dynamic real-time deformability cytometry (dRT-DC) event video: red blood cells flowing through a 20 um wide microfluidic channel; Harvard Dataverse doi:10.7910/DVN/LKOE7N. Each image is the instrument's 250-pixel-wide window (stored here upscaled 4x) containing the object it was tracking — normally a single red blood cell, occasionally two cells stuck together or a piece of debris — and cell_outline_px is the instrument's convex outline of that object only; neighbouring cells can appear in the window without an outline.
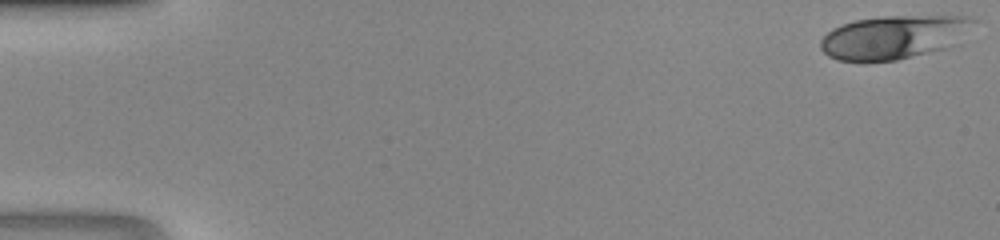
{"species": "human", "species_latin": "Homo sapiens", "temperature_condition": "room temperature", "stored_images_in_passage": 46, "camera_frame_rate_fps": 3000, "um_per_image_px": 0.085, "donor": {"sex": "male"}, "frame": {"image": 1, "passage_image": 1, "time_ms": 0.0, "image_size_px": [1000, 240], "cell_outline_px": [[964, 20], [944, 48], [896, 60], [840, 60], [828, 56], [820, 48], [820, 40], [832, 28], [856, 20], [884, 16], [964, 16]], "centroid_in_image_um": [75.61, 3.17], "position_along_channel_um": 9.4, "area_um2": 35.95}}
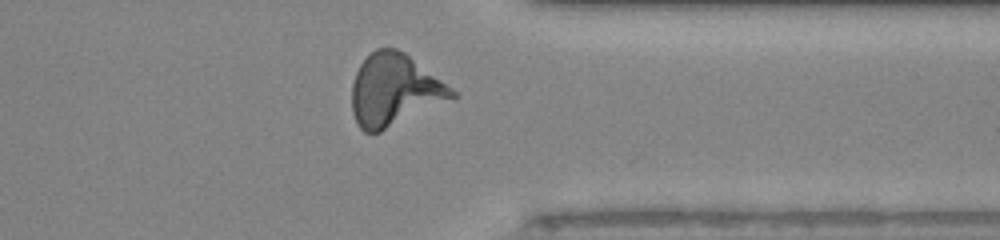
{"frame": {"image": 2, "passage_image": 37, "time_ms": 12.0, "image_size_px": [1000, 240], "cell_outline_px": [[460, 96], [380, 132], [364, 132], [360, 128], [352, 112], [352, 84], [356, 72], [360, 64], [376, 48], [396, 48], [404, 52], [452, 88]], "centroid_in_image_um": [33.53, 7.67], "position_along_channel_um": 377.9, "area_um2": 41.73}}
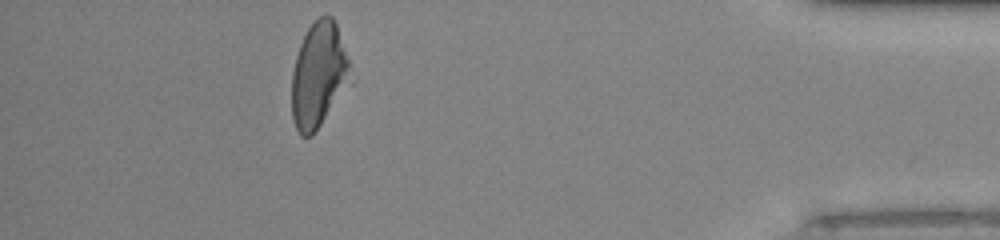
{"frame": {"image": 3, "passage_image": 42, "time_ms": 13.667, "image_size_px": [1000, 240], "cell_outline_px": [[348, 64], [344, 80], [320, 124], [312, 136], [300, 136], [292, 120], [292, 72], [296, 56], [300, 44], [312, 20], [320, 16], [332, 16], [336, 24], [348, 60]], "centroid_in_image_um": [26.96, 6.31], "position_along_channel_um": 408.2, "area_um2": 33.76}}